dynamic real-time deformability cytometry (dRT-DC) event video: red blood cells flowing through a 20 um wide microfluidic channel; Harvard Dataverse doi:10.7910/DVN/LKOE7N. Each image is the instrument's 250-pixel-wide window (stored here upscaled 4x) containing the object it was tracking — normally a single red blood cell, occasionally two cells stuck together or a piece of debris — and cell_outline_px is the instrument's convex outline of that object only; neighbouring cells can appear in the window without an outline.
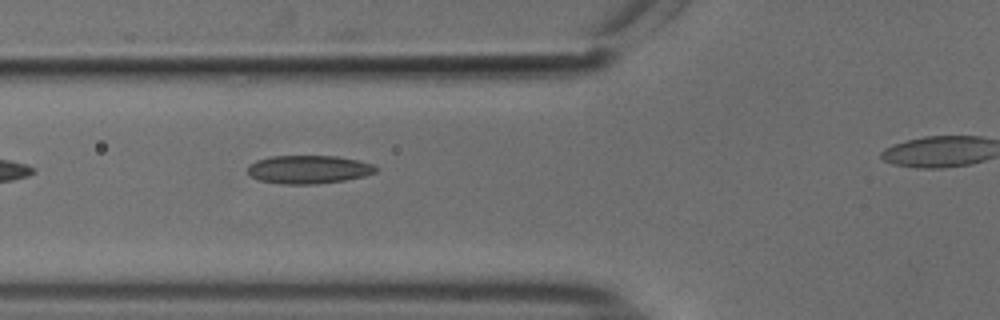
{"species": "common noctule bat (a hibernating species)", "species_latin": "Nyctalus noctula", "temperature_condition": "cold", "stored_images_in_passage": 30, "camera_frame_rate_fps": 3000, "um_per_image_px": 0.085, "animal": {"sex": "male", "body_mass_g": 18.8}, "frame": {"image": 1, "passage_image": 3, "time_ms": 0.667, "image_size_px": [1000, 320], "cell_outline_px": [[380, 168], [376, 172], [364, 176], [344, 180], [316, 184], [280, 184], [260, 180], [252, 176], [248, 172], [248, 164], [256, 160], [272, 156], [336, 156], [360, 160], [372, 164]], "centroid_in_image_um": [26.25, 14.4], "position_along_channel_um": 99.5, "area_um2": 21.21}}
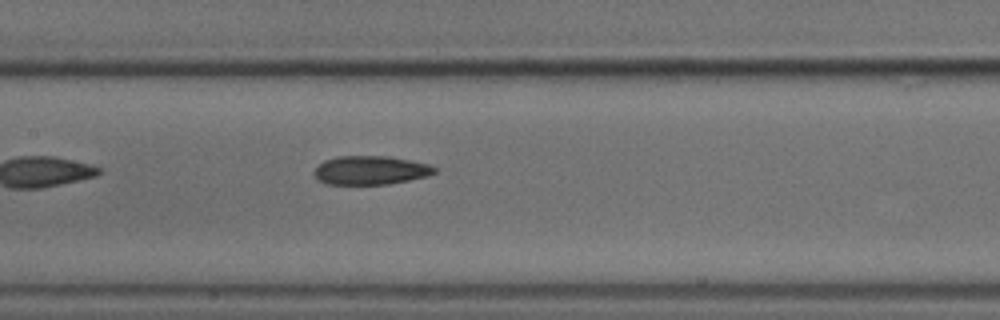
{"frame": {"image": 2, "passage_image": 9, "time_ms": 2.667, "image_size_px": [1000, 320], "cell_outline_px": [[436, 172], [428, 176], [388, 184], [324, 184], [312, 172], [324, 160], [340, 156], [388, 156], [428, 164], [436, 168]], "centroid_in_image_um": [31.49, 14.47], "position_along_channel_um": 175.9, "area_um2": 20.0}}
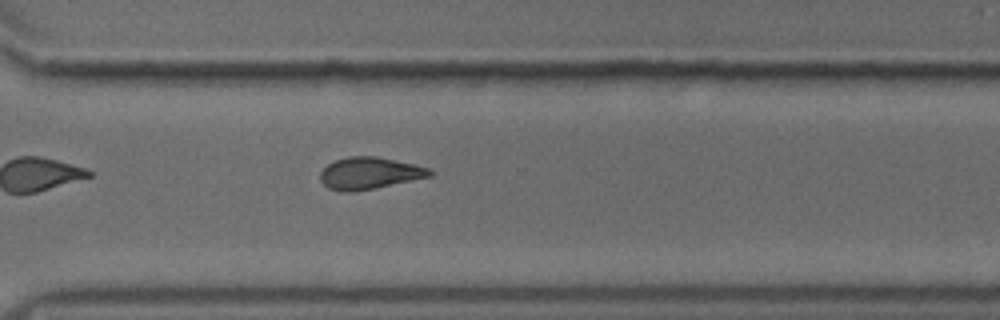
{"frame": {"image": 3, "passage_image": 22, "time_ms": 7.0, "image_size_px": [1000, 320], "cell_outline_px": [[432, 176], [376, 188], [352, 192], [344, 192], [328, 188], [320, 180], [320, 172], [328, 164], [336, 160], [348, 156], [376, 156], [416, 164], [428, 168], [432, 172]], "centroid_in_image_um": [31.4, 14.72], "position_along_channel_um": 339.2, "area_um2": 20.4}}